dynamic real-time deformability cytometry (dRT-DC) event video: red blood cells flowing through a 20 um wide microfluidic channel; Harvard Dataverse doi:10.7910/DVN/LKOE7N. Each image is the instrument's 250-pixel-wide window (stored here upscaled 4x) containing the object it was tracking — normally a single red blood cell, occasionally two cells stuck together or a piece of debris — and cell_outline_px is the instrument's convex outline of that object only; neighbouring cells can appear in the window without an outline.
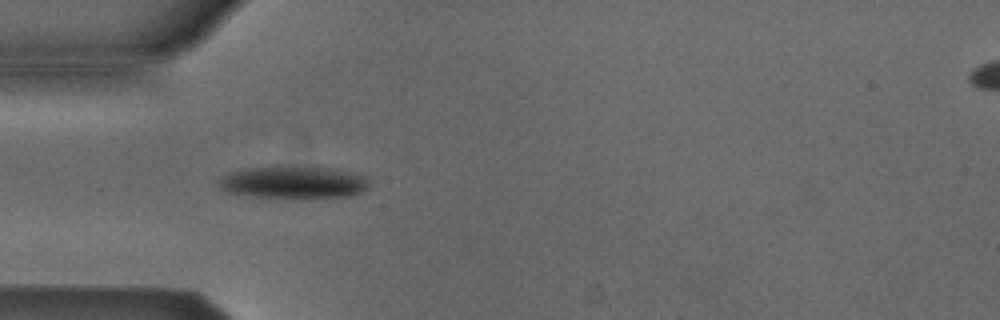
{"species": "Egyptian fruit bat (a non-hibernating species)", "species_latin": "Rousettus aegyptiacus", "temperature_condition": "cold", "stored_images_in_passage": 7, "camera_frame_rate_fps": 3000, "um_per_image_px": 0.085, "animal": {"sex": "male"}, "frame": {"image": 1, "passage_image": 3, "time_ms": 0.667, "image_size_px": [1000, 320], "cell_outline_px": [[368, 188], [352, 196], [300, 200], [292, 200], [252, 196], [224, 192], [220, 188], [220, 180], [224, 176], [232, 172], [244, 168], [276, 164], [280, 164], [328, 168], [348, 172], [364, 176], [368, 180]], "centroid_in_image_um": [24.92, 15.51], "position_along_channel_um": 60.1, "area_um2": 29.65}}
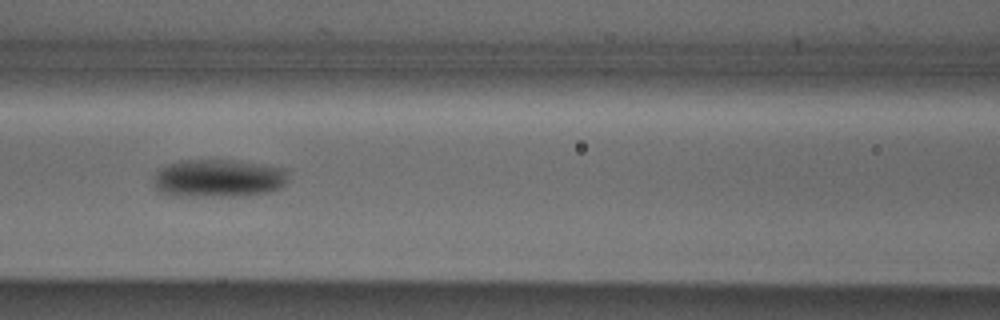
{"frame": {"image": 2, "passage_image": 5, "time_ms": 1.333, "image_size_px": [1000, 320], "cell_outline_px": [[284, 184], [280, 188], [268, 192], [248, 196], [176, 196], [160, 192], [156, 188], [152, 176], [160, 168], [168, 164], [180, 160], [232, 160], [284, 168]], "centroid_in_image_um": [18.49, 15.17], "position_along_channel_um": 148.1, "area_um2": 29.71}}
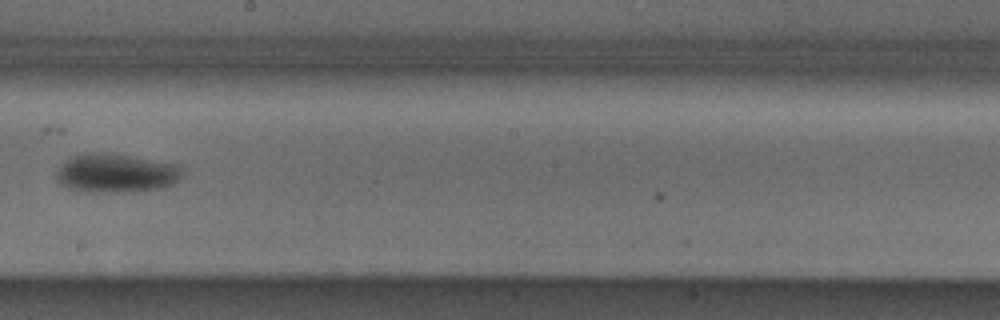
{"frame": {"image": 3, "passage_image": 7, "time_ms": 2.0, "image_size_px": [1000, 320], "cell_outline_px": [[184, 164], [180, 176], [172, 184], [164, 188], [132, 192], [76, 192], [60, 184], [56, 180], [56, 172], [60, 164], [72, 156], [88, 152], [104, 152]], "centroid_in_image_um": [9.85, 14.72], "position_along_channel_um": 238.3, "area_um2": 29.25}}